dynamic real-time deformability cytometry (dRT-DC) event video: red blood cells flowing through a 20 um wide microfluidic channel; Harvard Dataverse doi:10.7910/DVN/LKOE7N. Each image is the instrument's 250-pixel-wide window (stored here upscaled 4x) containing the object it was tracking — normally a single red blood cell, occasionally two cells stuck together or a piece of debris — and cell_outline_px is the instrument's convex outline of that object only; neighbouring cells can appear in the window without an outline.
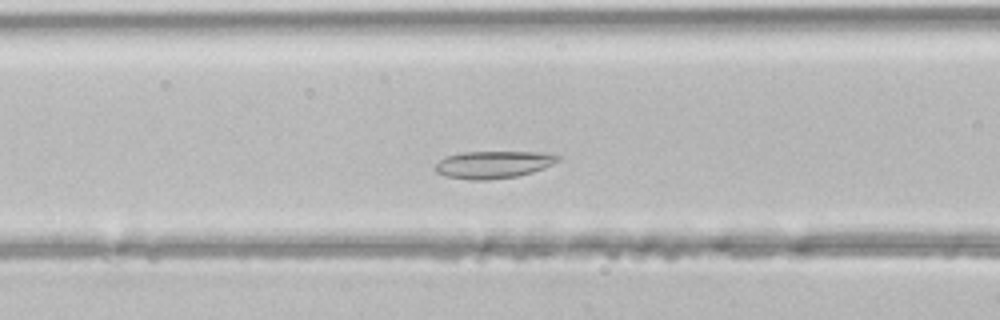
{"species": "common noctule bat (a hibernating species)", "species_latin": "Nyctalus noctula", "temperature_condition": "room temperature", "stored_images_in_passage": 49, "camera_frame_rate_fps": 3000, "um_per_image_px": 0.085, "animal": {"sex": "male", "body_mass_g": 21.5, "forearm_length_mm": 52.0}, "frame": {"image": 1, "passage_image": 19, "time_ms": 6.0, "image_size_px": [1000, 320], "cell_outline_px": [[564, 156], [560, 160], [544, 168], [532, 172], [516, 176], [488, 180], [468, 180], [444, 176], [436, 172], [436, 164], [440, 160], [448, 156], [460, 152], [544, 152]], "centroid_in_image_um": [41.97, 13.98], "position_along_channel_um": 124.6, "area_um2": 19.65}}
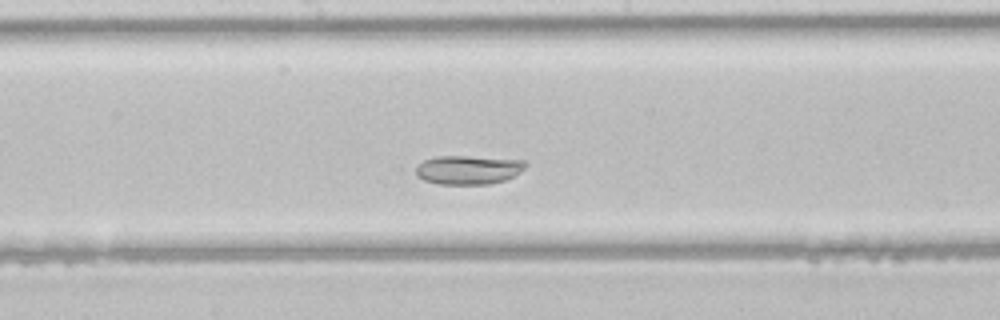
{"frame": {"image": 2, "passage_image": 25, "time_ms": 8.0, "image_size_px": [1000, 320], "cell_outline_px": [[528, 164], [520, 172], [504, 180], [488, 184], [440, 184], [424, 180], [416, 176], [416, 164], [424, 160], [436, 156], [468, 156], [524, 160]], "centroid_in_image_um": [39.77, 14.42], "position_along_channel_um": 208.4, "area_um2": 18.5}}
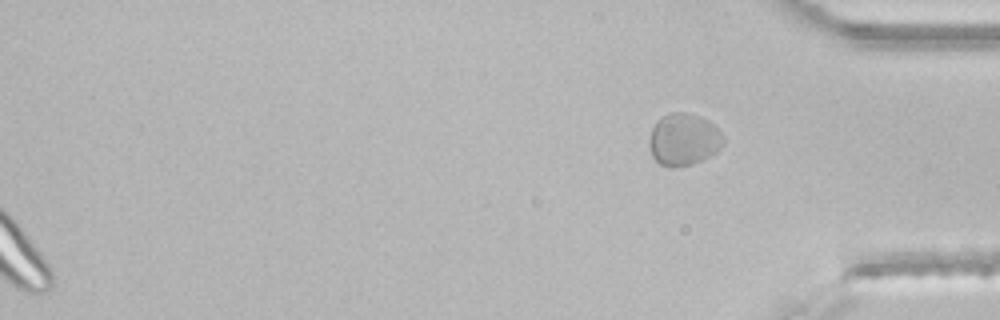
{"frame": {"image": 3, "passage_image": 49, "time_ms": 16.0, "image_size_px": [1000, 320], "cell_outline_px": [[724, 144], [716, 152], [692, 164], [676, 168], [668, 168], [660, 164], [652, 156], [648, 144], [648, 140], [652, 128], [656, 120], [672, 112], [688, 112], [700, 116], [708, 120], [724, 136]], "centroid_in_image_um": [58.09, 11.86], "position_along_channel_um": 377.1, "area_um2": 22.72}}